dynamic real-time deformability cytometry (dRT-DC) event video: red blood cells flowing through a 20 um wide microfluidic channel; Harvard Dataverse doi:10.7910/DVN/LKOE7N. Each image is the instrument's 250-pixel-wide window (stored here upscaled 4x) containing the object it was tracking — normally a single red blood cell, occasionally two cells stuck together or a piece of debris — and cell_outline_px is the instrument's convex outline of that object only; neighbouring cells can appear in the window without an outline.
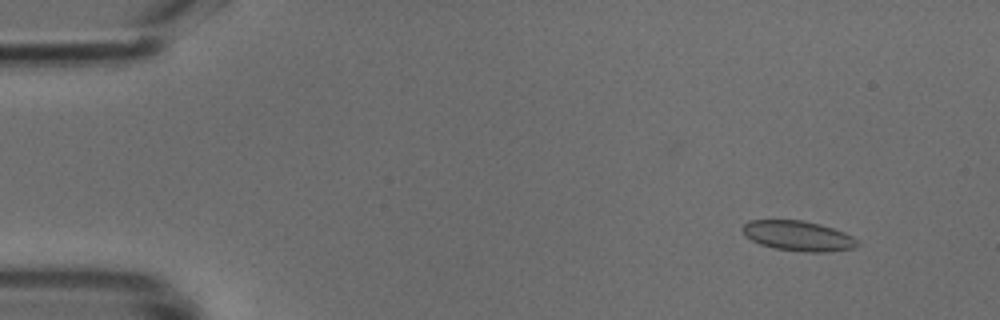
{"species": "common noctule bat (a hibernating species)", "species_latin": "Nyctalus noctula", "temperature_condition": "cold", "stored_images_in_passage": 49, "camera_frame_rate_fps": 3000, "um_per_image_px": 0.085, "animal": {"sex": "male", "body_mass_g": 18.8}, "frame": {"image": 1, "passage_image": 5, "time_ms": 1.333, "image_size_px": [1000, 320], "cell_outline_px": [[860, 244], [852, 248], [828, 252], [804, 252], [776, 248], [760, 244], [752, 240], [740, 228], [748, 220], [804, 220], [820, 224], [844, 232], [860, 240]], "centroid_in_image_um": [67.87, 20.04], "position_along_channel_um": 17.1, "area_um2": 20.11}}
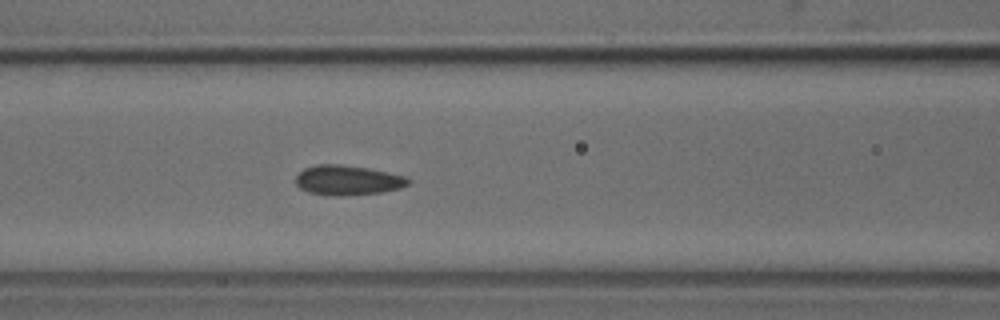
{"frame": {"image": 2, "passage_image": 21, "time_ms": 6.667, "image_size_px": [1000, 320], "cell_outline_px": [[412, 180], [408, 184], [400, 188], [380, 192], [336, 196], [328, 196], [308, 192], [300, 188], [296, 184], [296, 176], [304, 168], [316, 164], [336, 164], [368, 168], [408, 176]], "centroid_in_image_um": [29.55, 15.31], "position_along_channel_um": 137.0, "area_um2": 19.59}}
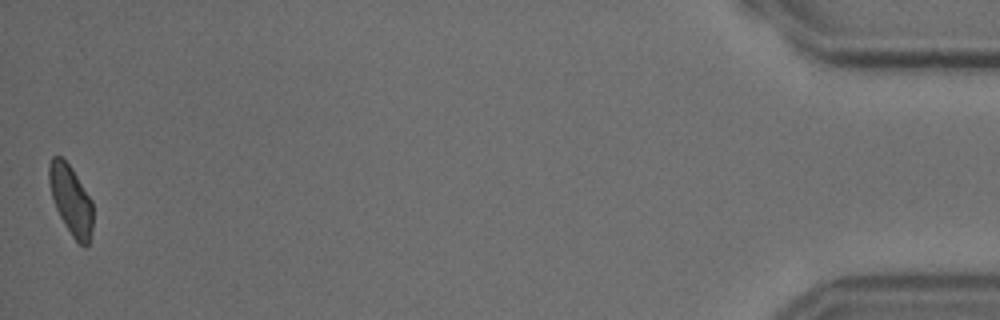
{"frame": {"image": 3, "passage_image": 49, "time_ms": 16.0, "image_size_px": [1000, 320], "cell_outline_px": [[92, 228], [88, 244], [84, 248], [72, 236], [64, 224], [56, 208], [52, 196], [48, 180], [48, 168], [52, 156], [60, 156], [72, 168], [92, 200]], "centroid_in_image_um": [6.02, 16.99], "position_along_channel_um": 429.2, "area_um2": 17.63}}